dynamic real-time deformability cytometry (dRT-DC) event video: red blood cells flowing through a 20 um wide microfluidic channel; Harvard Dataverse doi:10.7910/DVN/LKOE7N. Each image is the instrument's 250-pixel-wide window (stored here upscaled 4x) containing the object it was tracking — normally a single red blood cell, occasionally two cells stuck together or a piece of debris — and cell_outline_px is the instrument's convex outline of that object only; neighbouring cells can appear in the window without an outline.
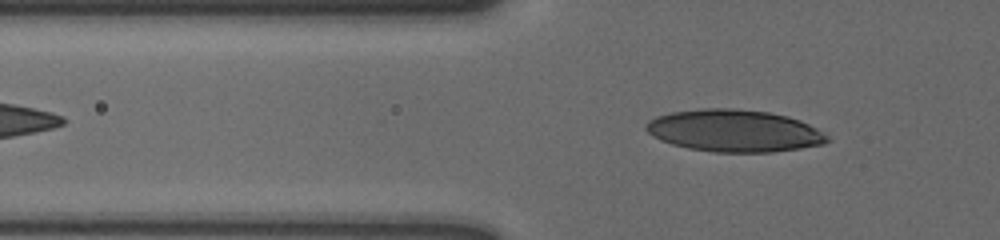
{"species": "human", "species_latin": "Homo sapiens", "temperature_condition": "cold", "stored_images_in_passage": 51, "camera_frame_rate_fps": 3000, "um_per_image_px": 0.085, "donor": {"sex": "male"}, "frame": {"image": 1, "passage_image": 12, "time_ms": 3.667, "image_size_px": [1000, 240], "cell_outline_px": [[832, 140], [824, 144], [800, 148], [772, 152], [712, 152], [688, 148], [672, 144], [660, 140], [652, 136], [644, 128], [648, 120], [656, 116], [672, 112], [704, 108], [732, 108], [768, 112], [788, 116], [800, 120], [816, 128], [828, 136]], "centroid_in_image_um": [62.4, 11.12], "position_along_channel_um": 63.4, "area_um2": 44.62}}
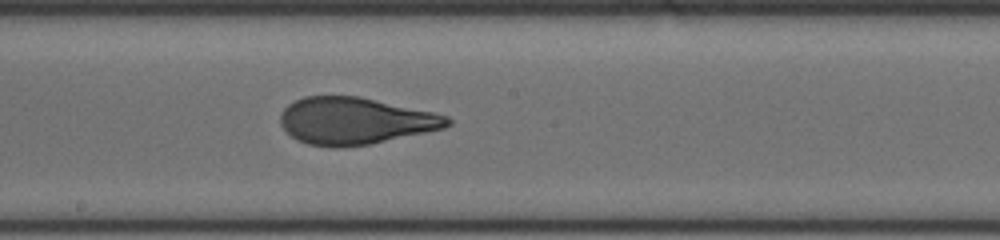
{"frame": {"image": 2, "passage_image": 26, "time_ms": 8.333, "image_size_px": [1000, 240], "cell_outline_px": [[452, 124], [444, 128], [368, 144], [308, 144], [296, 140], [280, 124], [280, 116], [284, 108], [288, 104], [304, 96], [360, 96], [432, 112], [448, 116], [452, 120]], "centroid_in_image_um": [30.19, 10.23], "position_along_channel_um": 218.0, "area_um2": 44.56}}
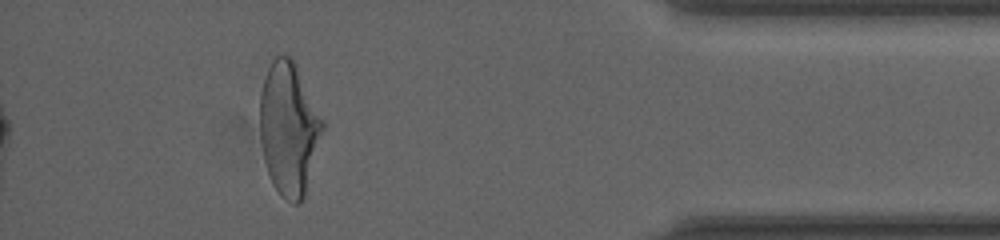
{"frame": {"image": 3, "passage_image": 45, "time_ms": 14.667, "image_size_px": [1000, 240], "cell_outline_px": [[324, 128], [304, 196], [300, 204], [292, 204], [284, 200], [280, 196], [272, 184], [264, 160], [260, 136], [260, 92], [268, 68], [272, 60], [276, 56], [288, 56], [296, 64], [324, 120]], "centroid_in_image_um": [24.55, 10.96], "position_along_channel_um": 410.6, "area_um2": 48.49}}